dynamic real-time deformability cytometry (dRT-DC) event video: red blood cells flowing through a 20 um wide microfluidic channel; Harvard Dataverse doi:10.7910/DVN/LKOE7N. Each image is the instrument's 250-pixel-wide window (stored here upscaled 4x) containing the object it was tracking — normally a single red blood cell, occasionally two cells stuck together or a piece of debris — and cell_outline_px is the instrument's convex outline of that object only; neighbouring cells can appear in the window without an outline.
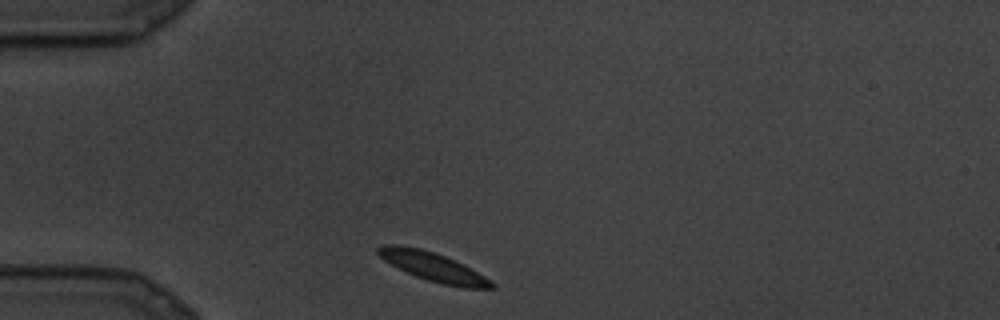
{"species": "common noctule bat (a hibernating species)", "species_latin": "Nyctalus noctula", "temperature_condition": "cold", "stored_images_in_passage": 4, "camera_frame_rate_fps": 3000, "um_per_image_px": 0.085, "animal": {"sex": "male", "body_mass_g": 19.5, "forearm_length_mm": 54.6}, "frame": {"image": 1, "passage_image": 1, "time_ms": 0.0, "image_size_px": [1000, 320], "cell_outline_px": [[496, 288], [464, 288], [444, 284], [428, 280], [416, 276], [384, 260], [376, 252], [376, 248], [380, 244], [396, 244], [420, 248], [444, 256], [484, 276], [496, 284]], "centroid_in_image_um": [36.77, 22.67], "position_along_channel_um": 48.2, "area_um2": 18.55}}
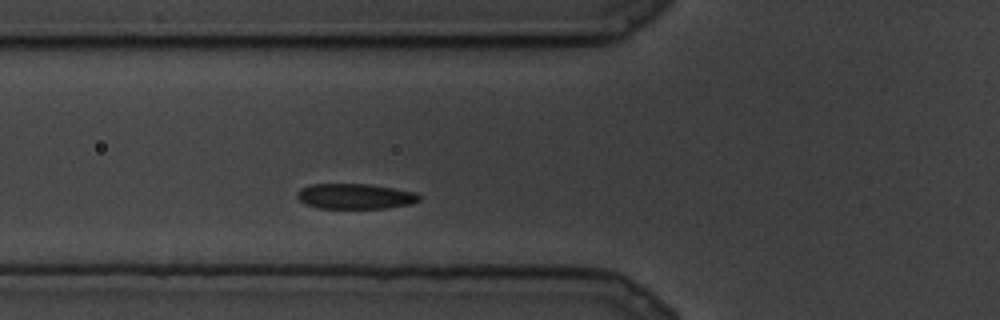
{"frame": {"image": 2, "passage_image": 4, "time_ms": 1.0, "image_size_px": [1000, 320], "cell_outline_px": [[420, 200], [408, 204], [388, 208], [320, 208], [304, 204], [296, 196], [296, 192], [300, 188], [312, 184], [368, 184], [416, 192], [420, 196]], "centroid_in_image_um": [30.15, 16.68], "position_along_channel_um": 95.7, "area_um2": 17.98}}